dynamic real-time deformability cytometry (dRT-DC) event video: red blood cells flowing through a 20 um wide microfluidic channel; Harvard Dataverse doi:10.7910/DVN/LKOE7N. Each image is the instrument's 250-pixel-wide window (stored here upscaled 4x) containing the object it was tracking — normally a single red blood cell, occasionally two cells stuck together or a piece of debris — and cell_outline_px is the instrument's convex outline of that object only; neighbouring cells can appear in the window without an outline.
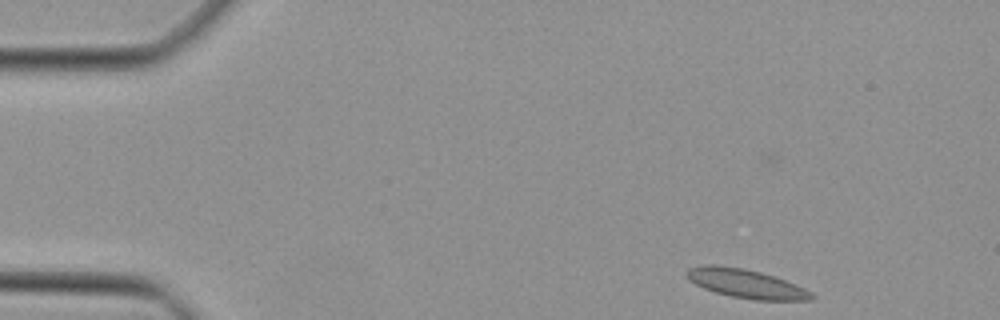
{"species": "Egyptian fruit bat (a non-hibernating species)", "species_latin": "Rousettus aegyptiacus", "temperature_condition": "cold", "stored_images_in_passage": 6, "camera_frame_rate_fps": 3000, "um_per_image_px": 0.085, "animal": {"sex": "female"}, "frame": {"image": 1, "passage_image": 1, "time_ms": 0.0, "image_size_px": [1000, 320], "cell_outline_px": [[816, 296], [812, 300], [756, 300], [732, 296], [716, 292], [704, 288], [688, 280], [688, 268], [704, 264], [716, 264], [744, 268], [760, 272], [796, 284], [812, 292]], "centroid_in_image_um": [63.43, 24.1], "position_along_channel_um": 21.6, "area_um2": 20.87}}